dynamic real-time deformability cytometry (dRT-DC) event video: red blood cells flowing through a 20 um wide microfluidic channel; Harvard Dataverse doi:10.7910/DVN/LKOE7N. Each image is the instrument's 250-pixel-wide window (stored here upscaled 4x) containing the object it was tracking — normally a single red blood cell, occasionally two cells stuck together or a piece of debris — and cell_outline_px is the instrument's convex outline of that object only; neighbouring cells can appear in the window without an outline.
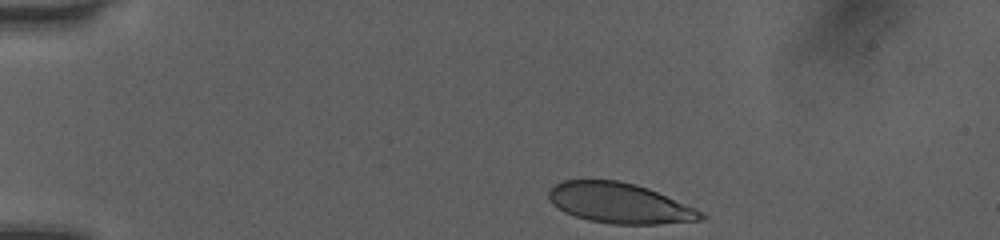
{"species": "human", "species_latin": "Homo sapiens", "temperature_condition": "room temperature", "stored_images_in_passage": 35, "camera_frame_rate_fps": 3000, "um_per_image_px": 0.085, "donor": {"sex": "female"}, "frame": {"image": 1, "passage_image": 1, "time_ms": 0.0, "image_size_px": [1000, 240], "cell_outline_px": [[708, 216], [704, 220], [660, 224], [612, 224], [588, 220], [564, 212], [552, 204], [548, 196], [548, 188], [564, 180], [620, 180], [636, 184], [648, 188], [696, 208], [704, 212]], "centroid_in_image_um": [52.69, 17.27], "position_along_channel_um": 32.3, "area_um2": 36.07}}
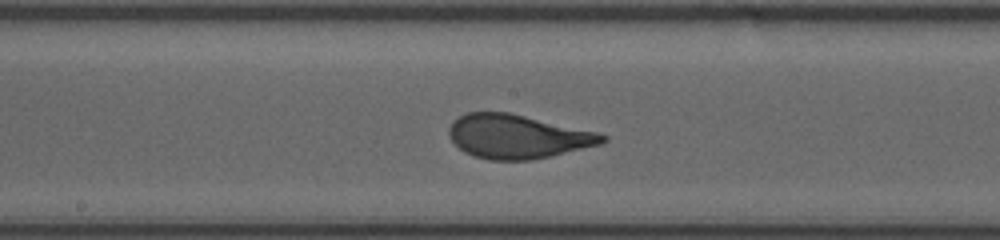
{"frame": {"image": 2, "passage_image": 19, "time_ms": 6.0, "image_size_px": [1000, 240], "cell_outline_px": [[608, 140], [600, 144], [532, 160], [492, 160], [476, 156], [464, 152], [448, 136], [448, 128], [452, 120], [468, 112], [508, 112], [596, 132], [608, 136]], "centroid_in_image_um": [43.95, 11.6], "position_along_channel_um": 204.2, "area_um2": 38.84}}
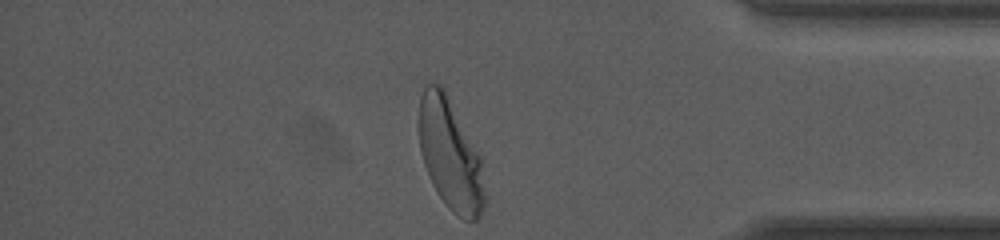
{"frame": {"image": 3, "passage_image": 35, "time_ms": 11.333, "image_size_px": [1000, 240], "cell_outline_px": [[484, 208], [480, 216], [476, 220], [464, 220], [456, 216], [444, 204], [436, 192], [428, 176], [420, 152], [420, 96], [424, 84], [440, 84], [444, 88], [480, 156], [484, 192]], "centroid_in_image_um": [38.26, 13.17], "position_along_channel_um": 396.9, "area_um2": 42.31}, "authors_computed_cell_mechanics": {"area_um2": 38.9572, "velocity_mm_per_s": 4.0382, "shape_relaxation_time_tau1_ms": 3.2806, "shape_relaxation_time_tau2_ms": null, "deformation_change_tau1": 0.164, "deformation_change_tau2": null}}